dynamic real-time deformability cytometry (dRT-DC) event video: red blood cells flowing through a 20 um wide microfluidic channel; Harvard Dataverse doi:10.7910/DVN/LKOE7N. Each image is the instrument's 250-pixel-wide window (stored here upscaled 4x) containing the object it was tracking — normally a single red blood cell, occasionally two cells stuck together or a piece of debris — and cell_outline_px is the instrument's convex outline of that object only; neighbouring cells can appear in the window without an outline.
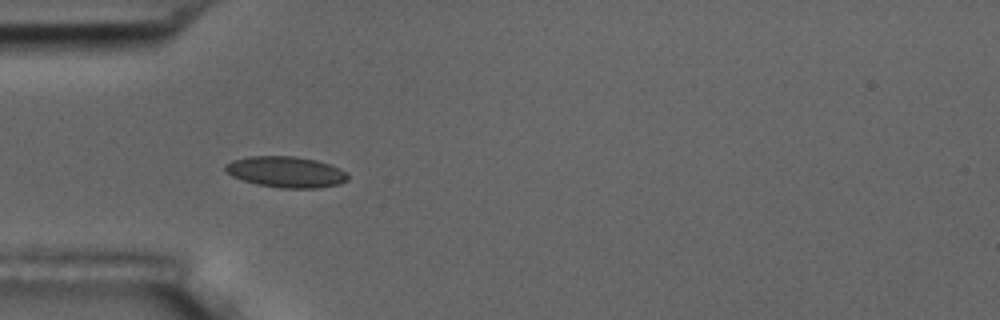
{"species": "common noctule bat (a hibernating species)", "species_latin": "Nyctalus noctula", "temperature_condition": "room temperature", "stored_images_in_passage": 39, "camera_frame_rate_fps": 3000, "um_per_image_px": 0.085, "animal": {"sex": "male", "body_mass_g": 17.5, "forearm_length_mm": 52.3}, "frame": {"image": 1, "passage_image": 1, "time_ms": 0.0, "image_size_px": [1000, 320], "cell_outline_px": [[348, 180], [340, 184], [320, 188], [280, 188], [256, 184], [232, 176], [224, 172], [224, 164], [232, 160], [248, 156], [296, 156], [316, 160], [340, 168], [348, 172]], "centroid_in_image_um": [24.3, 14.61], "position_along_channel_um": 60.7, "area_um2": 22.43}}
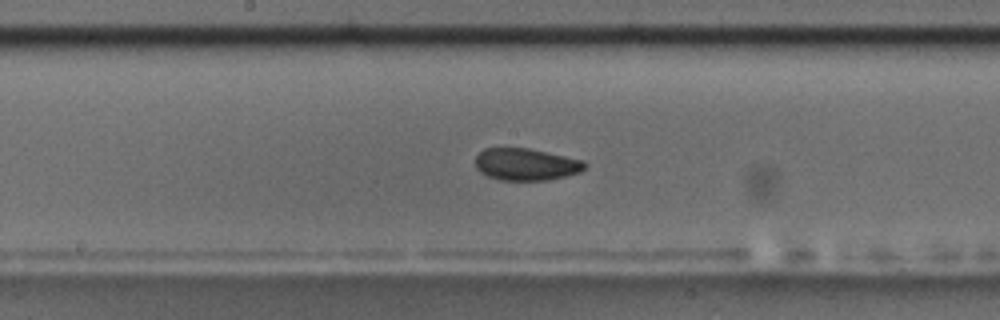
{"frame": {"image": 2, "passage_image": 13, "time_ms": 4.0, "image_size_px": [1000, 320], "cell_outline_px": [[588, 164], [580, 172], [548, 180], [500, 180], [488, 176], [480, 172], [476, 168], [476, 156], [484, 148], [528, 148], [584, 160]], "centroid_in_image_um": [44.71, 13.97], "position_along_channel_um": 203.5, "area_um2": 20.4}}
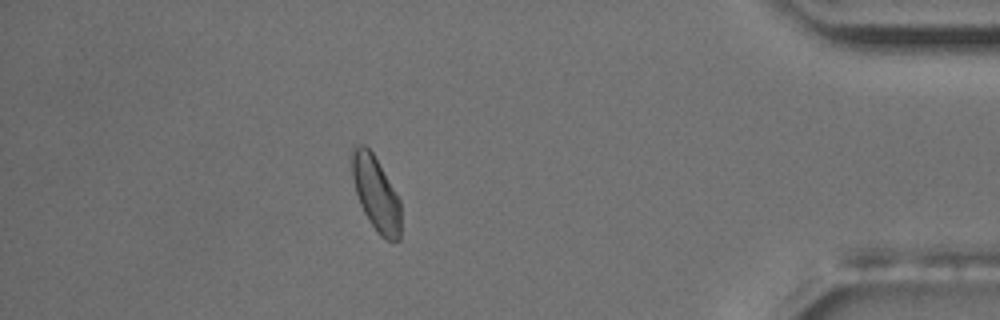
{"frame": {"image": 3, "passage_image": 33, "time_ms": 10.667, "image_size_px": [1000, 320], "cell_outline_px": [[400, 240], [384, 240], [376, 232], [368, 220], [360, 204], [356, 192], [348, 160], [348, 152], [352, 144], [364, 144], [372, 152], [400, 200]], "centroid_in_image_um": [31.88, 16.38], "position_along_channel_um": 403.3, "area_um2": 21.68}, "authors_computed_cell_mechanics": {"area_um2": 20.8658, "velocity_mm_per_s": 3.6412, "shape_relaxation_time_tau1_ms": 4.915, "shape_relaxation_time_tau2_ms": 2.1237, "deformation_change_tau1": 0.0828, "deformation_change_tau2": 0.0555}}